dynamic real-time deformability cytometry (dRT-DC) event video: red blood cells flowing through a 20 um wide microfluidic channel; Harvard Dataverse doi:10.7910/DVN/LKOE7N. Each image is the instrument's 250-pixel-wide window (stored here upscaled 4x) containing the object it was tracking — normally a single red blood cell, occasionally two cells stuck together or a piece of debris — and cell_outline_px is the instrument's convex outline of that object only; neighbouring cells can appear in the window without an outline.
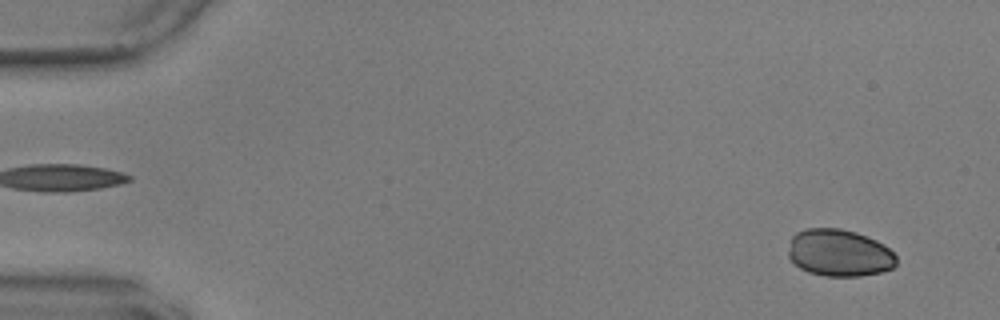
{"species": "common noctule bat (a hibernating species)", "species_latin": "Nyctalus noctula", "temperature_condition": "warm", "stored_images_in_passage": 56, "camera_frame_rate_fps": 3000, "um_per_image_px": 0.085, "animal": {"sex": "male", "body_mass_g": 17.9, "forearm_length_mm": 54.2}, "frame": {"image": 1, "passage_image": 3, "time_ms": 0.667, "image_size_px": [1000, 320], "cell_outline_px": [[896, 264], [892, 268], [880, 272], [860, 276], [824, 276], [808, 272], [800, 268], [788, 256], [788, 252], [792, 236], [796, 232], [808, 228], [840, 228], [856, 232], [876, 240], [884, 244], [896, 256]], "centroid_in_image_um": [71.33, 21.49], "position_along_channel_um": 13.7, "area_um2": 29.65}}
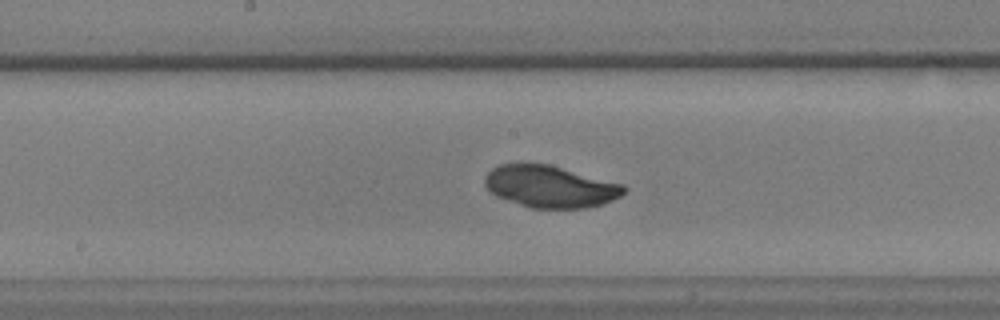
{"frame": {"image": 2, "passage_image": 29, "time_ms": 9.333, "image_size_px": [1000, 320], "cell_outline_px": [[628, 188], [620, 196], [612, 200], [588, 208], [532, 208], [496, 196], [488, 192], [484, 184], [484, 176], [492, 168], [500, 164], [524, 160], [548, 164], [624, 184]], "centroid_in_image_um": [46.7, 15.82], "position_along_channel_um": 201.5, "area_um2": 34.62}}
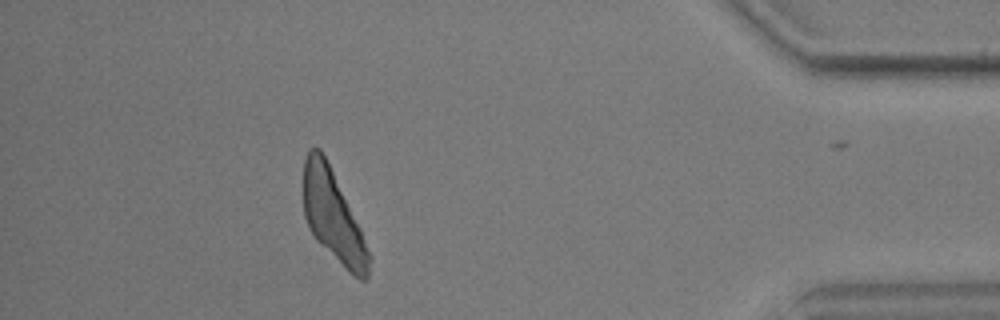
{"frame": {"image": 3, "passage_image": 50, "time_ms": 16.333, "image_size_px": [1000, 320], "cell_outline_px": [[372, 260], [368, 276], [364, 280], [360, 280], [348, 272], [316, 240], [308, 228], [304, 216], [304, 160], [308, 148], [320, 148], [360, 228], [372, 256]], "centroid_in_image_um": [28.32, 18.45], "position_along_channel_um": 406.9, "area_um2": 34.33}}